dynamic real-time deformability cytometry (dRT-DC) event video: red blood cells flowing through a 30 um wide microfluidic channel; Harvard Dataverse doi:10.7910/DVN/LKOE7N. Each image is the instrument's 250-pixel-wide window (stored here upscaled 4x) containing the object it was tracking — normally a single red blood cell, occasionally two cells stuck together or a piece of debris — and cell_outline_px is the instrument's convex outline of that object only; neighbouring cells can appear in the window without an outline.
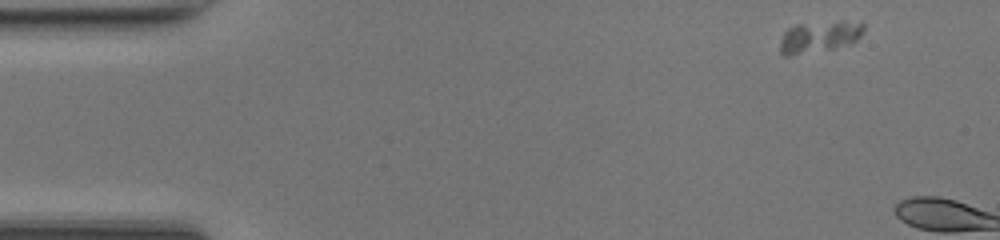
{"species": "common noctule bat (a hibernating species)", "species_latin": "Nyctalus noctula", "temperature_condition": "room temperature", "stored_images_in_passage": 3, "camera_frame_rate_fps": 3000, "um_per_image_px": 0.085, "animal": {"sex": "female", "body_mass_g": 17.0, "forearm_length_mm": 48.0}, "frame": {"image": 1, "passage_image": 1, "time_ms": 0.0, "image_size_px": [1000, 240], "cell_outline_px": [[864, 28], [860, 36], [856, 40], [848, 44], [832, 48], [788, 56], [784, 56], [780, 52], [780, 44], [784, 32], [788, 28], [796, 24], [864, 24]], "centroid_in_image_um": [69.52, 3.18], "position_along_channel_um": 15.5, "area_um2": 14.22}}